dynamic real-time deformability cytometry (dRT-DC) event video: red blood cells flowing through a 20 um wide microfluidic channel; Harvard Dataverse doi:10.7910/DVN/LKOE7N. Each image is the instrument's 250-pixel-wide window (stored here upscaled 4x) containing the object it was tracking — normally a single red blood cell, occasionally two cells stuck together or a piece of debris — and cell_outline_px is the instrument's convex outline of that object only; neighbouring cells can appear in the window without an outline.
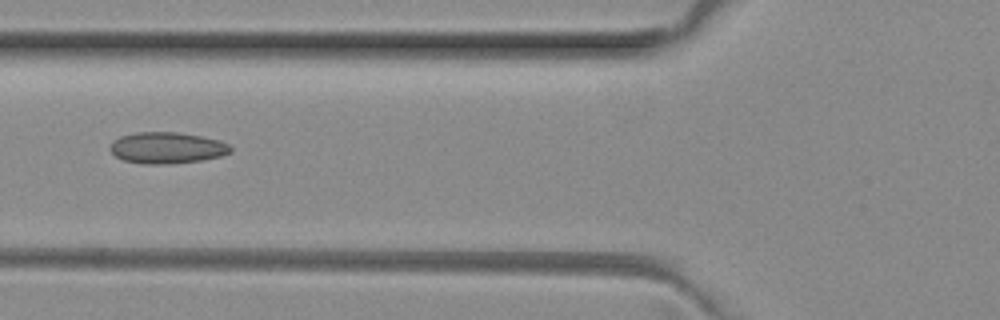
{"species": "common noctule bat (a hibernating species)", "species_latin": "Nyctalus noctula", "temperature_condition": "room temperature", "stored_images_in_passage": 6, "camera_frame_rate_fps": 3000, "um_per_image_px": 0.085, "animal": {"sex": "female", "body_mass_g": 29.2, "forearm_length_mm": 56.3}, "frame": {"image": 1, "passage_image": 5, "time_ms": 1.333, "image_size_px": [1000, 320], "cell_outline_px": [[232, 152], [220, 156], [200, 160], [164, 164], [144, 164], [124, 160], [116, 156], [108, 148], [112, 140], [120, 136], [136, 132], [176, 132], [200, 136], [220, 140], [228, 144], [232, 148]], "centroid_in_image_um": [14.17, 12.56], "position_along_channel_um": 111.6, "area_um2": 21.96}}
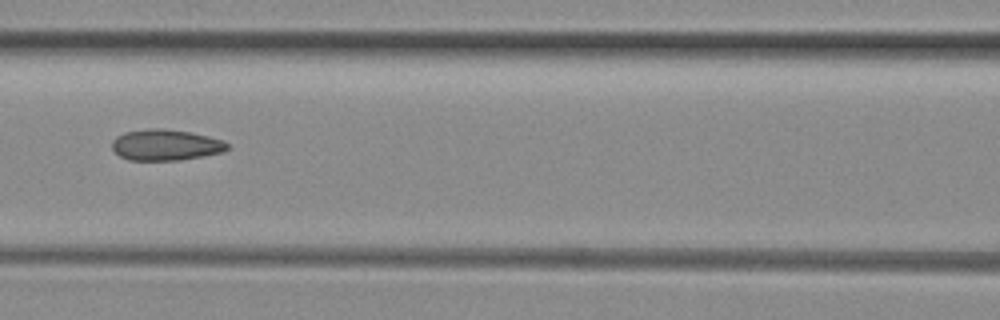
{"frame": {"image": 2, "passage_image": 6, "time_ms": 1.667, "image_size_px": [1000, 320], "cell_outline_px": [[228, 148], [224, 152], [204, 156], [180, 160], [128, 160], [120, 156], [112, 148], [112, 140], [116, 136], [124, 132], [148, 128], [164, 128], [192, 132], [224, 140], [228, 144]], "centroid_in_image_um": [14.09, 12.31], "position_along_channel_um": 152.5, "area_um2": 21.1}}